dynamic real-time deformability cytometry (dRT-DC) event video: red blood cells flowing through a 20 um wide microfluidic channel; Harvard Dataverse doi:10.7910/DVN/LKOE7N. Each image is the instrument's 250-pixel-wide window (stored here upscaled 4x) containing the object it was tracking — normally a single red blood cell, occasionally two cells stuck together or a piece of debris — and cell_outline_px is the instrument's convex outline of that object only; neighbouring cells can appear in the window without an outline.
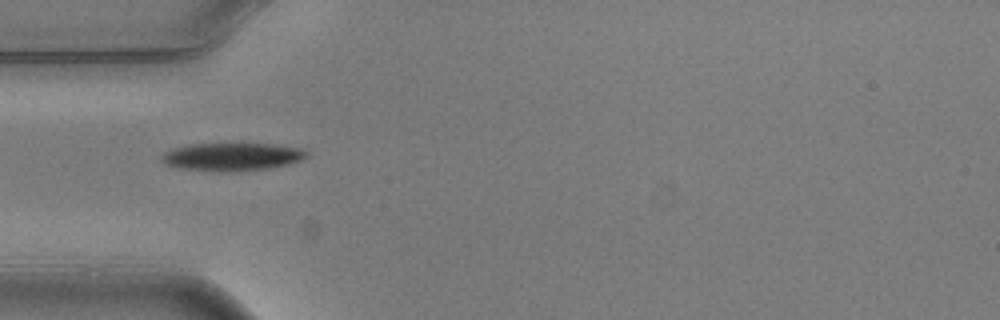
{"species": "common noctule bat (a hibernating species)", "species_latin": "Nyctalus noctula", "temperature_condition": "warm", "stored_images_in_passage": 7, "camera_frame_rate_fps": 3000, "um_per_image_px": 0.085, "animal": {"sex": "male", "body_mass_g": 20.5, "forearm_length_mm": 52.5}, "frame": {"image": 1, "passage_image": 4, "time_ms": 1.0, "image_size_px": [1000, 320], "cell_outline_px": [[308, 156], [300, 160], [288, 164], [268, 168], [232, 172], [220, 172], [180, 168], [164, 164], [160, 160], [160, 156], [164, 152], [172, 148], [192, 144], [276, 144], [300, 148], [308, 152]], "centroid_in_image_um": [19.69, 13.33], "position_along_channel_um": 65.3, "area_um2": 23.7}}
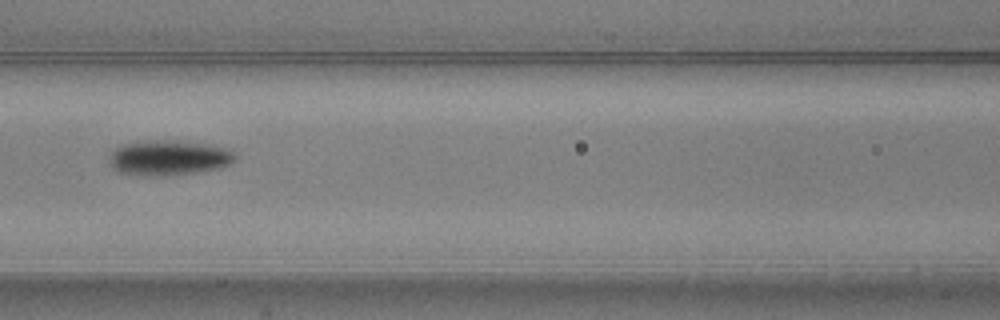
{"frame": {"image": 2, "passage_image": 6, "time_ms": 1.667, "image_size_px": [1000, 320], "cell_outline_px": [[236, 160], [232, 164], [220, 168], [196, 172], [164, 176], [144, 176], [116, 172], [112, 168], [108, 160], [112, 152], [116, 148], [124, 144], [148, 140], [176, 140], [208, 144], [228, 148], [236, 152]], "centroid_in_image_um": [14.37, 13.41], "position_along_channel_um": 152.2, "area_um2": 26.24}}
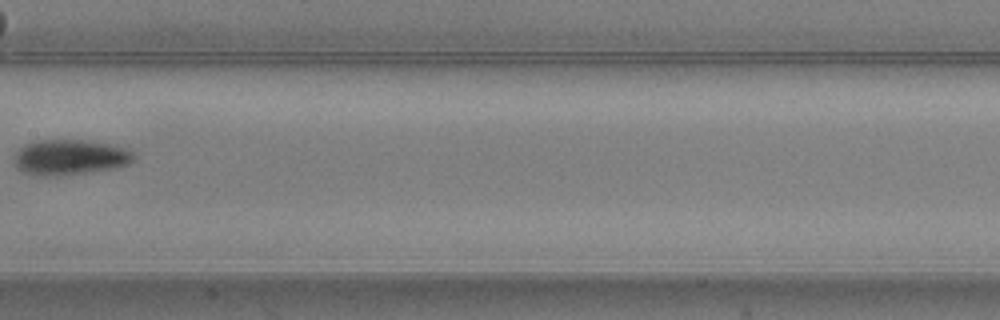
{"frame": {"image": 3, "passage_image": 7, "time_ms": 2.0, "image_size_px": [1000, 320], "cell_outline_px": [[136, 156], [128, 164], [116, 168], [60, 176], [36, 176], [24, 172], [16, 168], [16, 152], [24, 144], [36, 140], [84, 140], [112, 144], [128, 148]], "centroid_in_image_um": [5.96, 13.37], "position_along_channel_um": 201.4, "area_um2": 24.85}}